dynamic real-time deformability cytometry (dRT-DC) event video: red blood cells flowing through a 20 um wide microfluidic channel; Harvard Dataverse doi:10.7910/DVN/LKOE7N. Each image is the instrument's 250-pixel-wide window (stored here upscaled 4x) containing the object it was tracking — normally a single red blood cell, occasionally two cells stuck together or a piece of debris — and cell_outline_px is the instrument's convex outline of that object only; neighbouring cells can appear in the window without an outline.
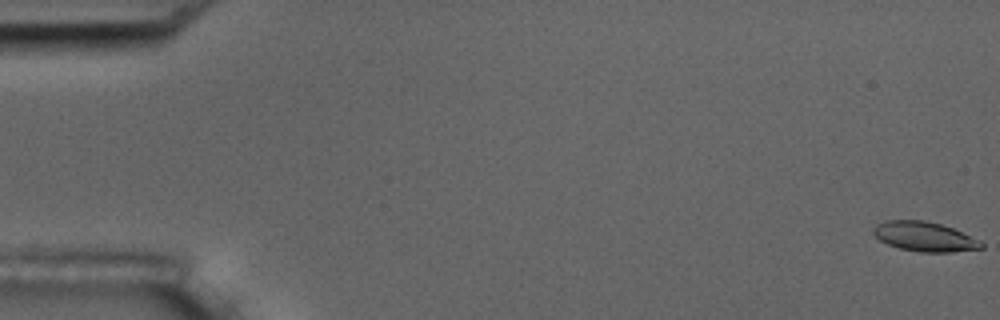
{"species": "common noctule bat (a hibernating species)", "species_latin": "Nyctalus noctula", "temperature_condition": "room temperature", "stored_images_in_passage": 57, "camera_frame_rate_fps": 3000, "um_per_image_px": 0.085, "animal": {"sex": "male", "body_mass_g": 17.5, "forearm_length_mm": 52.3}, "frame": {"image": 1, "passage_image": 1, "time_ms": 0.0, "image_size_px": [1000, 320], "cell_outline_px": [[984, 248], [952, 252], [920, 252], [900, 248], [888, 244], [880, 240], [872, 232], [872, 228], [876, 224], [888, 220], [924, 220], [940, 224], [952, 228], [980, 240], [984, 244]], "centroid_in_image_um": [78.59, 20.11], "position_along_channel_um": 6.4, "area_um2": 18.55}}
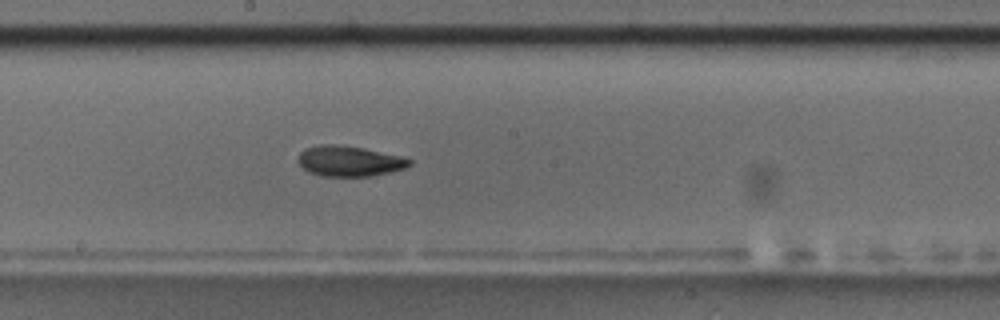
{"frame": {"image": 2, "passage_image": 31, "time_ms": 10.0, "image_size_px": [1000, 320], "cell_outline_px": [[412, 164], [404, 168], [392, 172], [372, 176], [320, 176], [308, 172], [296, 160], [300, 152], [304, 148], [320, 144], [332, 144], [364, 148], [400, 156], [412, 160]], "centroid_in_image_um": [29.67, 13.69], "position_along_channel_um": 218.5, "area_um2": 19.88}}
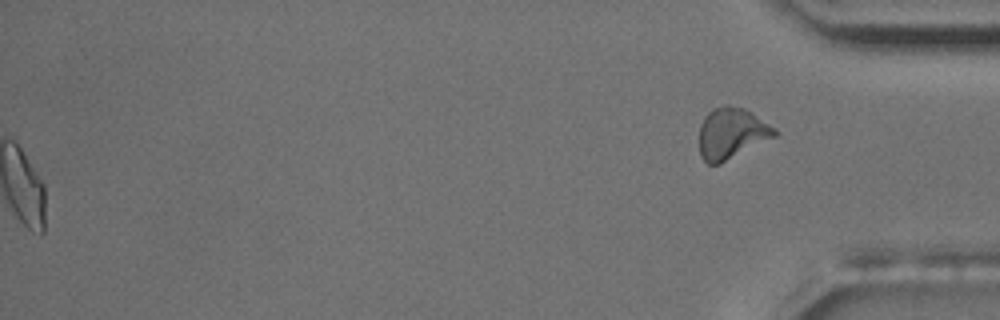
{"frame": {"image": 3, "passage_image": 57, "time_ms": 18.667, "image_size_px": [1000, 320], "cell_outline_px": [[776, 136], [720, 164], [708, 164], [700, 156], [700, 124], [704, 116], [712, 108], [724, 104], [728, 104], [744, 108], [752, 112], [776, 128]], "centroid_in_image_um": [62.17, 11.31], "position_along_channel_um": 373.0, "area_um2": 22.6}, "authors_computed_cell_mechanics": {"area_um2": 19.4208, "velocity_mm_per_s": 3.6522, "shape_relaxation_time_tau1_ms": null, "shape_relaxation_time_tau2_ms": 4.7897, "deformation_change_tau1": null, "deformation_change_tau2": 0.1159}}